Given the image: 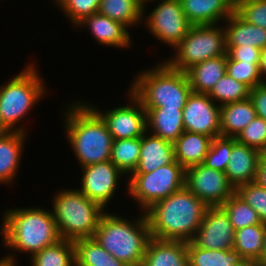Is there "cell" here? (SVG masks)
<instances>
[{
    "label": "cell",
    "instance_id": "obj_23",
    "mask_svg": "<svg viewBox=\"0 0 266 266\" xmlns=\"http://www.w3.org/2000/svg\"><path fill=\"white\" fill-rule=\"evenodd\" d=\"M223 22L227 46L266 48V29L247 23L235 11Z\"/></svg>",
    "mask_w": 266,
    "mask_h": 266
},
{
    "label": "cell",
    "instance_id": "obj_21",
    "mask_svg": "<svg viewBox=\"0 0 266 266\" xmlns=\"http://www.w3.org/2000/svg\"><path fill=\"white\" fill-rule=\"evenodd\" d=\"M27 133L10 131L0 136V183L11 185L21 165Z\"/></svg>",
    "mask_w": 266,
    "mask_h": 266
},
{
    "label": "cell",
    "instance_id": "obj_10",
    "mask_svg": "<svg viewBox=\"0 0 266 266\" xmlns=\"http://www.w3.org/2000/svg\"><path fill=\"white\" fill-rule=\"evenodd\" d=\"M142 22L154 38L173 49L188 34L193 26L186 18L180 0H160Z\"/></svg>",
    "mask_w": 266,
    "mask_h": 266
},
{
    "label": "cell",
    "instance_id": "obj_29",
    "mask_svg": "<svg viewBox=\"0 0 266 266\" xmlns=\"http://www.w3.org/2000/svg\"><path fill=\"white\" fill-rule=\"evenodd\" d=\"M264 244V224H254L235 231L234 247L242 259L260 261Z\"/></svg>",
    "mask_w": 266,
    "mask_h": 266
},
{
    "label": "cell",
    "instance_id": "obj_20",
    "mask_svg": "<svg viewBox=\"0 0 266 266\" xmlns=\"http://www.w3.org/2000/svg\"><path fill=\"white\" fill-rule=\"evenodd\" d=\"M141 266H189L187 242L151 238Z\"/></svg>",
    "mask_w": 266,
    "mask_h": 266
},
{
    "label": "cell",
    "instance_id": "obj_1",
    "mask_svg": "<svg viewBox=\"0 0 266 266\" xmlns=\"http://www.w3.org/2000/svg\"><path fill=\"white\" fill-rule=\"evenodd\" d=\"M208 208L184 186L145 211L151 238L191 242Z\"/></svg>",
    "mask_w": 266,
    "mask_h": 266
},
{
    "label": "cell",
    "instance_id": "obj_49",
    "mask_svg": "<svg viewBox=\"0 0 266 266\" xmlns=\"http://www.w3.org/2000/svg\"><path fill=\"white\" fill-rule=\"evenodd\" d=\"M8 132H10V130L2 122V117H1V113H0V136H3L5 134H7Z\"/></svg>",
    "mask_w": 266,
    "mask_h": 266
},
{
    "label": "cell",
    "instance_id": "obj_19",
    "mask_svg": "<svg viewBox=\"0 0 266 266\" xmlns=\"http://www.w3.org/2000/svg\"><path fill=\"white\" fill-rule=\"evenodd\" d=\"M175 161L173 143L146 131L141 136L139 163L134 173L152 172Z\"/></svg>",
    "mask_w": 266,
    "mask_h": 266
},
{
    "label": "cell",
    "instance_id": "obj_14",
    "mask_svg": "<svg viewBox=\"0 0 266 266\" xmlns=\"http://www.w3.org/2000/svg\"><path fill=\"white\" fill-rule=\"evenodd\" d=\"M184 131L221 136L220 106L208 94L191 92L183 108Z\"/></svg>",
    "mask_w": 266,
    "mask_h": 266
},
{
    "label": "cell",
    "instance_id": "obj_15",
    "mask_svg": "<svg viewBox=\"0 0 266 266\" xmlns=\"http://www.w3.org/2000/svg\"><path fill=\"white\" fill-rule=\"evenodd\" d=\"M235 231L221 207H209L191 241L206 250H233Z\"/></svg>",
    "mask_w": 266,
    "mask_h": 266
},
{
    "label": "cell",
    "instance_id": "obj_39",
    "mask_svg": "<svg viewBox=\"0 0 266 266\" xmlns=\"http://www.w3.org/2000/svg\"><path fill=\"white\" fill-rule=\"evenodd\" d=\"M235 12L247 23L266 29V0H235Z\"/></svg>",
    "mask_w": 266,
    "mask_h": 266
},
{
    "label": "cell",
    "instance_id": "obj_33",
    "mask_svg": "<svg viewBox=\"0 0 266 266\" xmlns=\"http://www.w3.org/2000/svg\"><path fill=\"white\" fill-rule=\"evenodd\" d=\"M220 207L228 215L234 231L254 224H264L257 212L235 192Z\"/></svg>",
    "mask_w": 266,
    "mask_h": 266
},
{
    "label": "cell",
    "instance_id": "obj_35",
    "mask_svg": "<svg viewBox=\"0 0 266 266\" xmlns=\"http://www.w3.org/2000/svg\"><path fill=\"white\" fill-rule=\"evenodd\" d=\"M236 137L218 136L212 139L203 164L211 169L226 172L232 146L236 143Z\"/></svg>",
    "mask_w": 266,
    "mask_h": 266
},
{
    "label": "cell",
    "instance_id": "obj_17",
    "mask_svg": "<svg viewBox=\"0 0 266 266\" xmlns=\"http://www.w3.org/2000/svg\"><path fill=\"white\" fill-rule=\"evenodd\" d=\"M186 18L193 25L219 24L235 11V0H180Z\"/></svg>",
    "mask_w": 266,
    "mask_h": 266
},
{
    "label": "cell",
    "instance_id": "obj_8",
    "mask_svg": "<svg viewBox=\"0 0 266 266\" xmlns=\"http://www.w3.org/2000/svg\"><path fill=\"white\" fill-rule=\"evenodd\" d=\"M173 51L174 56L165 62L182 72L207 59L227 55L225 28L221 24L192 26Z\"/></svg>",
    "mask_w": 266,
    "mask_h": 266
},
{
    "label": "cell",
    "instance_id": "obj_36",
    "mask_svg": "<svg viewBox=\"0 0 266 266\" xmlns=\"http://www.w3.org/2000/svg\"><path fill=\"white\" fill-rule=\"evenodd\" d=\"M259 64L235 61L227 55L226 73L252 89L264 82L260 74Z\"/></svg>",
    "mask_w": 266,
    "mask_h": 266
},
{
    "label": "cell",
    "instance_id": "obj_43",
    "mask_svg": "<svg viewBox=\"0 0 266 266\" xmlns=\"http://www.w3.org/2000/svg\"><path fill=\"white\" fill-rule=\"evenodd\" d=\"M255 182L266 189V161L259 162V167Z\"/></svg>",
    "mask_w": 266,
    "mask_h": 266
},
{
    "label": "cell",
    "instance_id": "obj_46",
    "mask_svg": "<svg viewBox=\"0 0 266 266\" xmlns=\"http://www.w3.org/2000/svg\"><path fill=\"white\" fill-rule=\"evenodd\" d=\"M261 263L251 259H241L237 264L233 266H259Z\"/></svg>",
    "mask_w": 266,
    "mask_h": 266
},
{
    "label": "cell",
    "instance_id": "obj_22",
    "mask_svg": "<svg viewBox=\"0 0 266 266\" xmlns=\"http://www.w3.org/2000/svg\"><path fill=\"white\" fill-rule=\"evenodd\" d=\"M146 125L149 133L174 143L184 132L183 109L149 108Z\"/></svg>",
    "mask_w": 266,
    "mask_h": 266
},
{
    "label": "cell",
    "instance_id": "obj_13",
    "mask_svg": "<svg viewBox=\"0 0 266 266\" xmlns=\"http://www.w3.org/2000/svg\"><path fill=\"white\" fill-rule=\"evenodd\" d=\"M123 176L125 177L110 160L82 167L79 190L106 210L107 204L115 197Z\"/></svg>",
    "mask_w": 266,
    "mask_h": 266
},
{
    "label": "cell",
    "instance_id": "obj_48",
    "mask_svg": "<svg viewBox=\"0 0 266 266\" xmlns=\"http://www.w3.org/2000/svg\"><path fill=\"white\" fill-rule=\"evenodd\" d=\"M259 153V160L266 161V142L264 145L258 150Z\"/></svg>",
    "mask_w": 266,
    "mask_h": 266
},
{
    "label": "cell",
    "instance_id": "obj_5",
    "mask_svg": "<svg viewBox=\"0 0 266 266\" xmlns=\"http://www.w3.org/2000/svg\"><path fill=\"white\" fill-rule=\"evenodd\" d=\"M128 91L147 111L149 108L183 109L192 90L186 72L165 60L135 75Z\"/></svg>",
    "mask_w": 266,
    "mask_h": 266
},
{
    "label": "cell",
    "instance_id": "obj_3",
    "mask_svg": "<svg viewBox=\"0 0 266 266\" xmlns=\"http://www.w3.org/2000/svg\"><path fill=\"white\" fill-rule=\"evenodd\" d=\"M39 206L9 208L2 215V245L30 257L61 240L51 209Z\"/></svg>",
    "mask_w": 266,
    "mask_h": 266
},
{
    "label": "cell",
    "instance_id": "obj_51",
    "mask_svg": "<svg viewBox=\"0 0 266 266\" xmlns=\"http://www.w3.org/2000/svg\"><path fill=\"white\" fill-rule=\"evenodd\" d=\"M262 86L266 89V81L262 83Z\"/></svg>",
    "mask_w": 266,
    "mask_h": 266
},
{
    "label": "cell",
    "instance_id": "obj_34",
    "mask_svg": "<svg viewBox=\"0 0 266 266\" xmlns=\"http://www.w3.org/2000/svg\"><path fill=\"white\" fill-rule=\"evenodd\" d=\"M249 93L250 88L247 85L236 81L226 73L217 81L208 95L215 103L222 106L248 99Z\"/></svg>",
    "mask_w": 266,
    "mask_h": 266
},
{
    "label": "cell",
    "instance_id": "obj_50",
    "mask_svg": "<svg viewBox=\"0 0 266 266\" xmlns=\"http://www.w3.org/2000/svg\"><path fill=\"white\" fill-rule=\"evenodd\" d=\"M152 1L155 2L156 0H137V2L143 7V11H146L145 7H147L146 5L148 4V2L152 3Z\"/></svg>",
    "mask_w": 266,
    "mask_h": 266
},
{
    "label": "cell",
    "instance_id": "obj_16",
    "mask_svg": "<svg viewBox=\"0 0 266 266\" xmlns=\"http://www.w3.org/2000/svg\"><path fill=\"white\" fill-rule=\"evenodd\" d=\"M89 28L91 35L101 46H113L120 49L131 48L132 37L129 28L99 13L91 14L78 22L74 28Z\"/></svg>",
    "mask_w": 266,
    "mask_h": 266
},
{
    "label": "cell",
    "instance_id": "obj_12",
    "mask_svg": "<svg viewBox=\"0 0 266 266\" xmlns=\"http://www.w3.org/2000/svg\"><path fill=\"white\" fill-rule=\"evenodd\" d=\"M129 103L114 109H101L86 102L105 122L113 140L141 137L147 131L146 110L128 91Z\"/></svg>",
    "mask_w": 266,
    "mask_h": 266
},
{
    "label": "cell",
    "instance_id": "obj_30",
    "mask_svg": "<svg viewBox=\"0 0 266 266\" xmlns=\"http://www.w3.org/2000/svg\"><path fill=\"white\" fill-rule=\"evenodd\" d=\"M31 266H76L73 241L61 239L30 257Z\"/></svg>",
    "mask_w": 266,
    "mask_h": 266
},
{
    "label": "cell",
    "instance_id": "obj_38",
    "mask_svg": "<svg viewBox=\"0 0 266 266\" xmlns=\"http://www.w3.org/2000/svg\"><path fill=\"white\" fill-rule=\"evenodd\" d=\"M235 193L249 204L258 214L261 222H266V189L251 182L238 186Z\"/></svg>",
    "mask_w": 266,
    "mask_h": 266
},
{
    "label": "cell",
    "instance_id": "obj_47",
    "mask_svg": "<svg viewBox=\"0 0 266 266\" xmlns=\"http://www.w3.org/2000/svg\"><path fill=\"white\" fill-rule=\"evenodd\" d=\"M259 262L263 265H266V222L264 223V244H263L262 257Z\"/></svg>",
    "mask_w": 266,
    "mask_h": 266
},
{
    "label": "cell",
    "instance_id": "obj_42",
    "mask_svg": "<svg viewBox=\"0 0 266 266\" xmlns=\"http://www.w3.org/2000/svg\"><path fill=\"white\" fill-rule=\"evenodd\" d=\"M249 99L255 108L257 116L266 121V89L262 85L250 89Z\"/></svg>",
    "mask_w": 266,
    "mask_h": 266
},
{
    "label": "cell",
    "instance_id": "obj_41",
    "mask_svg": "<svg viewBox=\"0 0 266 266\" xmlns=\"http://www.w3.org/2000/svg\"><path fill=\"white\" fill-rule=\"evenodd\" d=\"M227 55L235 61L260 63L261 49L253 46H227Z\"/></svg>",
    "mask_w": 266,
    "mask_h": 266
},
{
    "label": "cell",
    "instance_id": "obj_45",
    "mask_svg": "<svg viewBox=\"0 0 266 266\" xmlns=\"http://www.w3.org/2000/svg\"><path fill=\"white\" fill-rule=\"evenodd\" d=\"M17 257L15 255L11 254H6L4 257L0 259V266H17L16 264L18 263Z\"/></svg>",
    "mask_w": 266,
    "mask_h": 266
},
{
    "label": "cell",
    "instance_id": "obj_44",
    "mask_svg": "<svg viewBox=\"0 0 266 266\" xmlns=\"http://www.w3.org/2000/svg\"><path fill=\"white\" fill-rule=\"evenodd\" d=\"M259 70L263 81H266V48L261 50Z\"/></svg>",
    "mask_w": 266,
    "mask_h": 266
},
{
    "label": "cell",
    "instance_id": "obj_37",
    "mask_svg": "<svg viewBox=\"0 0 266 266\" xmlns=\"http://www.w3.org/2000/svg\"><path fill=\"white\" fill-rule=\"evenodd\" d=\"M56 8L60 9L72 24V28L83 18L98 11L100 0H54Z\"/></svg>",
    "mask_w": 266,
    "mask_h": 266
},
{
    "label": "cell",
    "instance_id": "obj_2",
    "mask_svg": "<svg viewBox=\"0 0 266 266\" xmlns=\"http://www.w3.org/2000/svg\"><path fill=\"white\" fill-rule=\"evenodd\" d=\"M69 105L63 112V133L80 168L110 160L113 138L105 122L84 101Z\"/></svg>",
    "mask_w": 266,
    "mask_h": 266
},
{
    "label": "cell",
    "instance_id": "obj_28",
    "mask_svg": "<svg viewBox=\"0 0 266 266\" xmlns=\"http://www.w3.org/2000/svg\"><path fill=\"white\" fill-rule=\"evenodd\" d=\"M97 13L131 28L142 23L143 7L137 0H100Z\"/></svg>",
    "mask_w": 266,
    "mask_h": 266
},
{
    "label": "cell",
    "instance_id": "obj_25",
    "mask_svg": "<svg viewBox=\"0 0 266 266\" xmlns=\"http://www.w3.org/2000/svg\"><path fill=\"white\" fill-rule=\"evenodd\" d=\"M227 55L207 59L193 65L186 73L192 92L208 94L226 74Z\"/></svg>",
    "mask_w": 266,
    "mask_h": 266
},
{
    "label": "cell",
    "instance_id": "obj_32",
    "mask_svg": "<svg viewBox=\"0 0 266 266\" xmlns=\"http://www.w3.org/2000/svg\"><path fill=\"white\" fill-rule=\"evenodd\" d=\"M189 266H233L242 258L235 250H206L187 243Z\"/></svg>",
    "mask_w": 266,
    "mask_h": 266
},
{
    "label": "cell",
    "instance_id": "obj_9",
    "mask_svg": "<svg viewBox=\"0 0 266 266\" xmlns=\"http://www.w3.org/2000/svg\"><path fill=\"white\" fill-rule=\"evenodd\" d=\"M127 193L142 212L185 186V169L177 162L148 173H133L127 180Z\"/></svg>",
    "mask_w": 266,
    "mask_h": 266
},
{
    "label": "cell",
    "instance_id": "obj_6",
    "mask_svg": "<svg viewBox=\"0 0 266 266\" xmlns=\"http://www.w3.org/2000/svg\"><path fill=\"white\" fill-rule=\"evenodd\" d=\"M53 196L51 212L61 239L92 238L106 210L78 188L60 189Z\"/></svg>",
    "mask_w": 266,
    "mask_h": 266
},
{
    "label": "cell",
    "instance_id": "obj_40",
    "mask_svg": "<svg viewBox=\"0 0 266 266\" xmlns=\"http://www.w3.org/2000/svg\"><path fill=\"white\" fill-rule=\"evenodd\" d=\"M240 144L259 150L266 142V121L256 116L236 137Z\"/></svg>",
    "mask_w": 266,
    "mask_h": 266
},
{
    "label": "cell",
    "instance_id": "obj_26",
    "mask_svg": "<svg viewBox=\"0 0 266 266\" xmlns=\"http://www.w3.org/2000/svg\"><path fill=\"white\" fill-rule=\"evenodd\" d=\"M257 116L251 100L220 106L221 136L237 137V135Z\"/></svg>",
    "mask_w": 266,
    "mask_h": 266
},
{
    "label": "cell",
    "instance_id": "obj_7",
    "mask_svg": "<svg viewBox=\"0 0 266 266\" xmlns=\"http://www.w3.org/2000/svg\"><path fill=\"white\" fill-rule=\"evenodd\" d=\"M34 63H27L19 74L0 86L2 122L10 131L28 133L24 125L19 126L20 122L35 107L34 105L46 96V83Z\"/></svg>",
    "mask_w": 266,
    "mask_h": 266
},
{
    "label": "cell",
    "instance_id": "obj_27",
    "mask_svg": "<svg viewBox=\"0 0 266 266\" xmlns=\"http://www.w3.org/2000/svg\"><path fill=\"white\" fill-rule=\"evenodd\" d=\"M76 266H127L109 254L93 237L74 241Z\"/></svg>",
    "mask_w": 266,
    "mask_h": 266
},
{
    "label": "cell",
    "instance_id": "obj_11",
    "mask_svg": "<svg viewBox=\"0 0 266 266\" xmlns=\"http://www.w3.org/2000/svg\"><path fill=\"white\" fill-rule=\"evenodd\" d=\"M185 187L208 207H220L235 192L225 172L203 163L185 169Z\"/></svg>",
    "mask_w": 266,
    "mask_h": 266
},
{
    "label": "cell",
    "instance_id": "obj_24",
    "mask_svg": "<svg viewBox=\"0 0 266 266\" xmlns=\"http://www.w3.org/2000/svg\"><path fill=\"white\" fill-rule=\"evenodd\" d=\"M211 141L212 138L207 135L184 131L173 143L175 160L184 169L202 164Z\"/></svg>",
    "mask_w": 266,
    "mask_h": 266
},
{
    "label": "cell",
    "instance_id": "obj_18",
    "mask_svg": "<svg viewBox=\"0 0 266 266\" xmlns=\"http://www.w3.org/2000/svg\"><path fill=\"white\" fill-rule=\"evenodd\" d=\"M229 157L225 174L234 189L256 180L260 162L258 150L236 142Z\"/></svg>",
    "mask_w": 266,
    "mask_h": 266
},
{
    "label": "cell",
    "instance_id": "obj_31",
    "mask_svg": "<svg viewBox=\"0 0 266 266\" xmlns=\"http://www.w3.org/2000/svg\"><path fill=\"white\" fill-rule=\"evenodd\" d=\"M140 147L141 137L113 140L110 161L130 177L138 166Z\"/></svg>",
    "mask_w": 266,
    "mask_h": 266
},
{
    "label": "cell",
    "instance_id": "obj_4",
    "mask_svg": "<svg viewBox=\"0 0 266 266\" xmlns=\"http://www.w3.org/2000/svg\"><path fill=\"white\" fill-rule=\"evenodd\" d=\"M137 217L131 220L105 212L93 236L109 254L127 266H141L151 239L145 212L141 211V215Z\"/></svg>",
    "mask_w": 266,
    "mask_h": 266
}]
</instances>
